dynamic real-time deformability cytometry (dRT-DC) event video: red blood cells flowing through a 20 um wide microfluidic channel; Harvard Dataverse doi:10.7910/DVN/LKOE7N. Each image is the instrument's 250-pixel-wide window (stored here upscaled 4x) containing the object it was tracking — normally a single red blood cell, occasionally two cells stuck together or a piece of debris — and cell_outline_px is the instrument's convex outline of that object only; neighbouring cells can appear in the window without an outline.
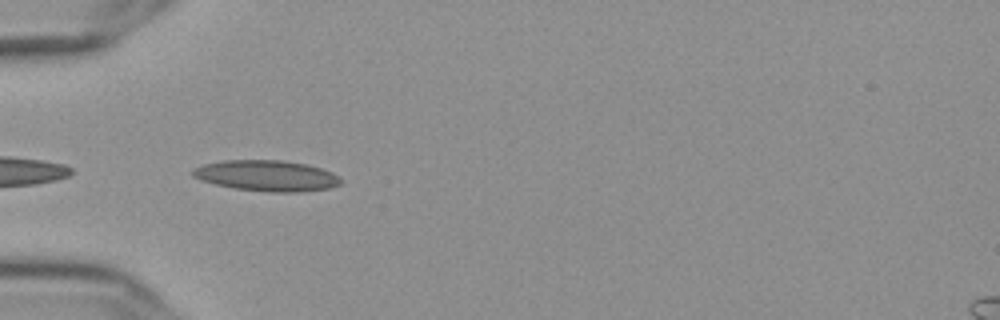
{"species": "Egyptian fruit bat (a non-hibernating species)", "species_latin": "Rousettus aegyptiacus", "temperature_condition": "cold", "stored_images_in_passage": 26, "camera_frame_rate_fps": 3000, "um_per_image_px": 0.085, "frame": {"image": 1, "passage_image": 1, "time_ms": 0.0, "image_size_px": [1000, 320], "cell_outline_px": [[340, 184], [328, 188], [300, 192], [268, 192], [232, 188], [200, 180], [192, 176], [192, 168], [204, 164], [224, 160], [280, 160], [308, 164], [332, 172], [340, 180]], "centroid_in_image_um": [22.62, 14.93], "position_along_channel_um": 62.4, "area_um2": 26.59}}
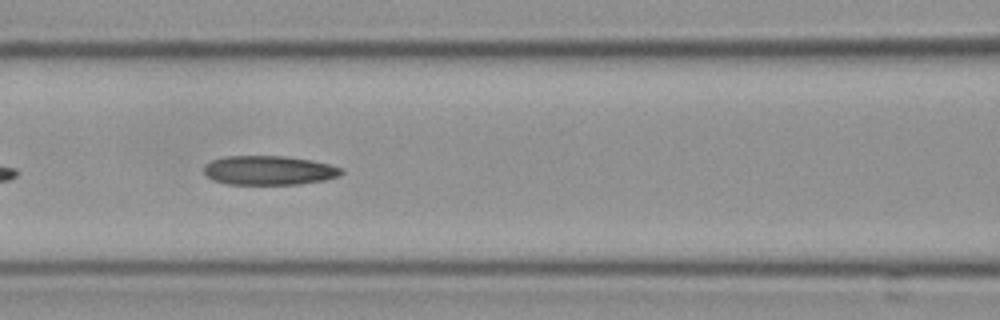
{"frame": {"image": 2, "passage_image": 8, "time_ms": 2.333, "image_size_px": [1000, 320], "cell_outline_px": [[344, 172], [340, 176], [324, 180], [300, 184], [228, 184], [212, 180], [204, 172], [204, 168], [212, 160], [224, 156], [284, 156], [312, 160], [344, 168]], "centroid_in_image_um": [22.9, 14.48], "position_along_channel_um": 143.7, "area_um2": 23.41}}
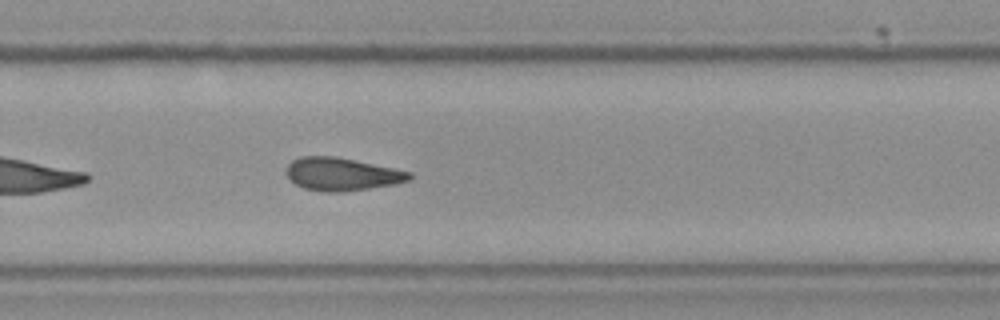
{"frame": {"image": 3, "passage_image": 21, "time_ms": 6.667, "image_size_px": [1000, 320], "cell_outline_px": [[412, 176], [408, 180], [396, 184], [344, 192], [324, 192], [304, 188], [296, 184], [288, 176], [288, 164], [292, 160], [300, 156], [336, 156], [412, 172]], "centroid_in_image_um": [29.07, 14.8], "position_along_channel_um": 300.7, "area_um2": 23.47}}